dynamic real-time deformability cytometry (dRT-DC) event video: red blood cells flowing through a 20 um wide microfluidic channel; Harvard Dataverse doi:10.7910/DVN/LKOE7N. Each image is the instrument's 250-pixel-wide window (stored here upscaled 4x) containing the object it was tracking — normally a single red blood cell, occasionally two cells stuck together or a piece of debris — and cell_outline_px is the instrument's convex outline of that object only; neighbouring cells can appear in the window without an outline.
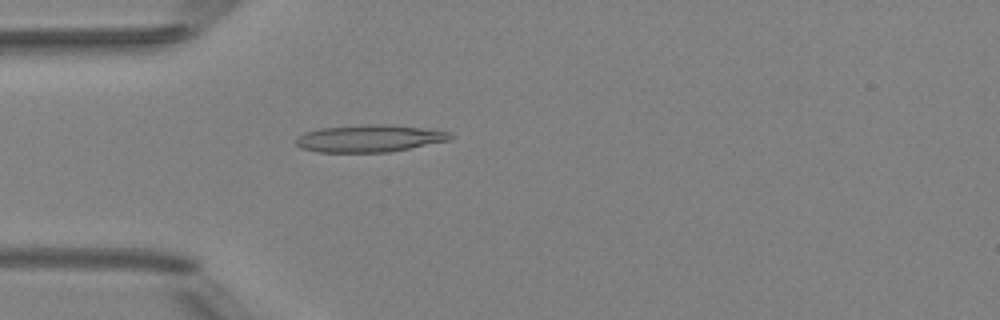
{"species": "Egyptian fruit bat (a non-hibernating species)", "species_latin": "Rousettus aegyptiacus", "temperature_condition": "room temperature", "stored_images_in_passage": 4, "camera_frame_rate_fps": 3000, "um_per_image_px": 0.085, "animal": {"sex": "female"}, "frame": {"image": 1, "passage_image": 4, "time_ms": 3.667, "image_size_px": [1000, 320], "cell_outline_px": [[452, 140], [388, 152], [316, 152], [300, 148], [296, 144], [296, 140], [304, 132], [320, 128], [368, 124], [388, 124], [420, 128], [448, 132], [452, 136]], "centroid_in_image_um": [31.37, 11.77], "position_along_channel_um": 53.6, "area_um2": 24.33}}